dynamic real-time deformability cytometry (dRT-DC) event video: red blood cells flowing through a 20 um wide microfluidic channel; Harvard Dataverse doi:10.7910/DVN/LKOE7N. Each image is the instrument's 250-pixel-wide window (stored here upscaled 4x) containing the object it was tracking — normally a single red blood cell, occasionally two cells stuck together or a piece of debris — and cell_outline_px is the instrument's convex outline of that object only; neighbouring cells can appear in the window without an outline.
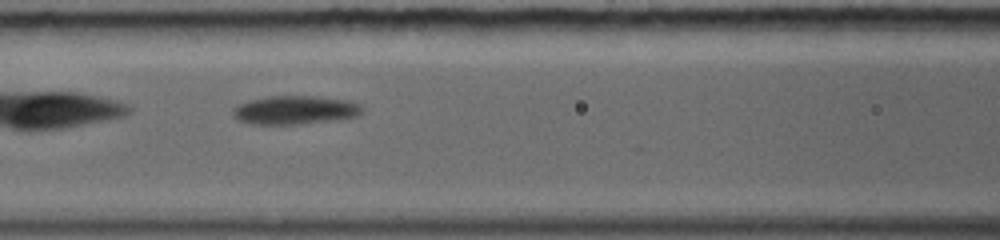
{"species": "common noctule bat (a hibernating species)", "species_latin": "Nyctalus noctula", "temperature_condition": "warm", "stored_images_in_passage": 18, "camera_frame_rate_fps": 5000, "um_per_image_px": 0.085, "animal": {"sex": "female", "body_mass_g": 19.0, "forearm_length_mm": 56.7}, "frame": {"image": 1, "passage_image": 6, "time_ms": 2.6, "image_size_px": [1000, 240], "cell_outline_px": [[364, 108], [356, 116], [300, 124], [252, 124], [236, 120], [232, 116], [232, 108], [248, 100], [268, 96], [320, 96], [348, 100], [360, 104]], "centroid_in_image_um": [25.02, 9.34], "position_along_channel_um": 141.6, "area_um2": 21.56}}
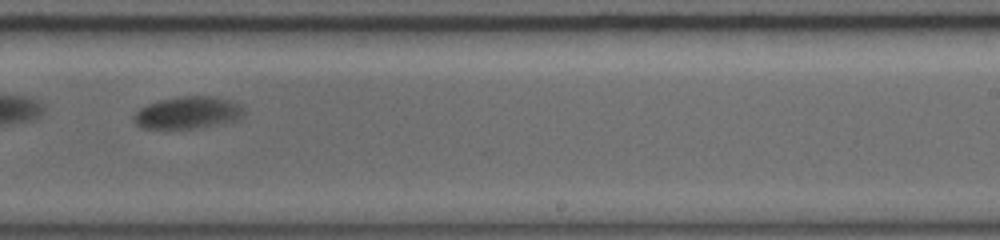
{"frame": {"image": 2, "passage_image": 13, "time_ms": 6.0, "image_size_px": [1000, 240], "cell_outline_px": [[244, 116], [236, 120], [224, 124], [196, 128], [144, 128], [136, 124], [132, 120], [132, 116], [140, 108], [148, 104], [160, 100], [180, 96], [212, 96], [232, 100], [240, 104], [244, 112]], "centroid_in_image_um": [16.0, 9.58], "position_along_channel_um": 273.0, "area_um2": 20.81}, "authors_computed_cell_mechanics": {"area_um2": 21.4438, "velocity_mm_per_s": 3.8739, "shape_relaxation_time_tau1_ms": 4.6452, "shape_relaxation_time_tau2_ms": null, "deformation_change_tau1": 0.1925, "deformation_change_tau2": null}}